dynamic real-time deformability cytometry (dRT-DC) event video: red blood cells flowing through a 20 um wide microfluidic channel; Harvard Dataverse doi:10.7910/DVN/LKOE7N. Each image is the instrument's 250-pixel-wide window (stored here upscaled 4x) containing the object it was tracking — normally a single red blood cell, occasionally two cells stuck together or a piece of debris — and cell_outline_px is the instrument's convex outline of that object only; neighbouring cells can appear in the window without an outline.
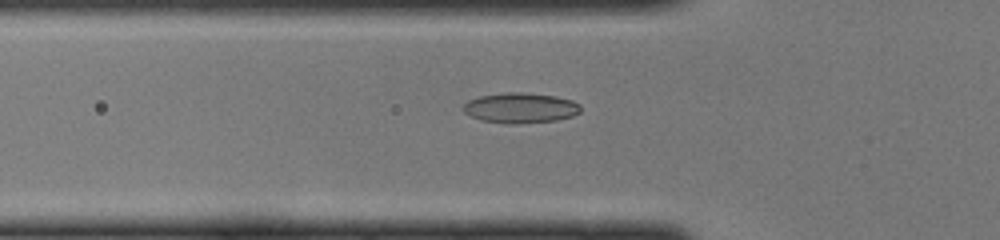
{"species": "common noctule bat (a hibernating species)", "species_latin": "Nyctalus noctula", "temperature_condition": "cold", "stored_images_in_passage": 47, "camera_frame_rate_fps": 3000, "um_per_image_px": 0.085, "animal": {"sex": "female", "body_mass_g": 22.0, "forearm_length_mm": 56.7}, "frame": {"image": 1, "passage_image": 16, "time_ms": 5.0, "image_size_px": [1000, 240], "cell_outline_px": [[580, 112], [572, 116], [556, 120], [516, 124], [508, 124], [480, 120], [464, 112], [460, 108], [468, 100], [480, 96], [508, 92], [524, 92], [556, 96], [572, 100], [580, 104]], "centroid_in_image_um": [44.22, 9.17], "position_along_channel_um": 81.6, "area_um2": 20.81}}
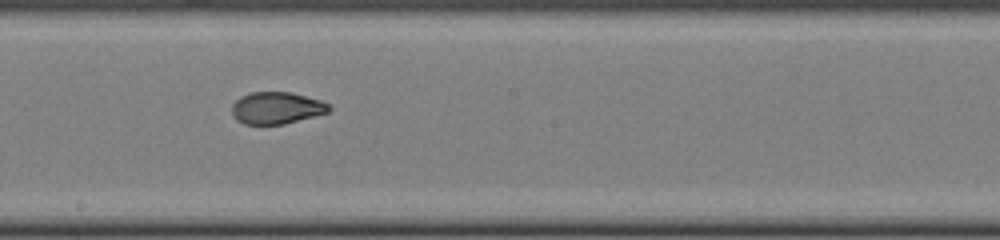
{"frame": {"image": 2, "passage_image": 26, "time_ms": 8.333, "image_size_px": [1000, 240], "cell_outline_px": [[332, 108], [328, 112], [284, 124], [244, 124], [236, 120], [232, 116], [232, 104], [240, 96], [252, 92], [292, 92], [320, 100], [328, 104]], "centroid_in_image_um": [23.48, 9.17], "position_along_channel_um": 224.7, "area_um2": 18.09}}
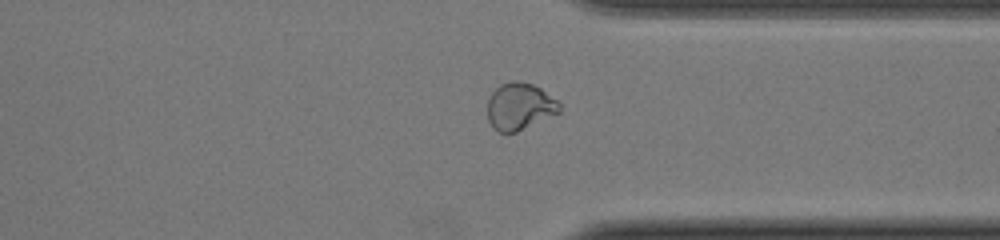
{"frame": {"image": 3, "passage_image": 36, "time_ms": 11.667, "image_size_px": [1000, 240], "cell_outline_px": [[560, 112], [516, 132], [500, 132], [492, 128], [488, 120], [488, 100], [492, 92], [500, 84], [512, 80], [516, 80], [532, 84], [540, 88], [556, 100], [560, 104]], "centroid_in_image_um": [44.14, 9.04], "position_along_channel_um": 367.3, "area_um2": 19.59}}